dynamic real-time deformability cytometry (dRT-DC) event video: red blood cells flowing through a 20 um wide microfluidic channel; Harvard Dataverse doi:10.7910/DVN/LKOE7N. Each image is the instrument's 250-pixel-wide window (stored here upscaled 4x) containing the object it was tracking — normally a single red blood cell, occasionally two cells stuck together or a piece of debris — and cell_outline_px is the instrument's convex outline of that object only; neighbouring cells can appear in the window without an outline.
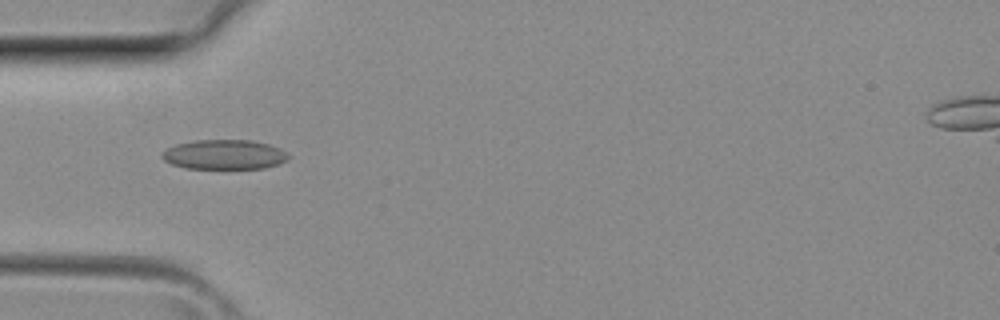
{"species": "common noctule bat (a hibernating species)", "species_latin": "Nyctalus noctula", "temperature_condition": "room temperature", "stored_images_in_passage": 39, "camera_frame_rate_fps": 3000, "um_per_image_px": 0.085, "animal": {"sex": "female", "body_mass_g": 29.2, "forearm_length_mm": 56.3}, "frame": {"image": 1, "passage_image": 12, "time_ms": 3.667, "image_size_px": [1000, 320], "cell_outline_px": [[288, 160], [280, 164], [264, 168], [184, 168], [172, 164], [164, 160], [160, 156], [160, 152], [176, 144], [196, 140], [252, 140], [268, 144], [280, 148], [288, 156]], "centroid_in_image_um": [19.04, 13.13], "position_along_channel_um": 66.0, "area_um2": 21.85}}
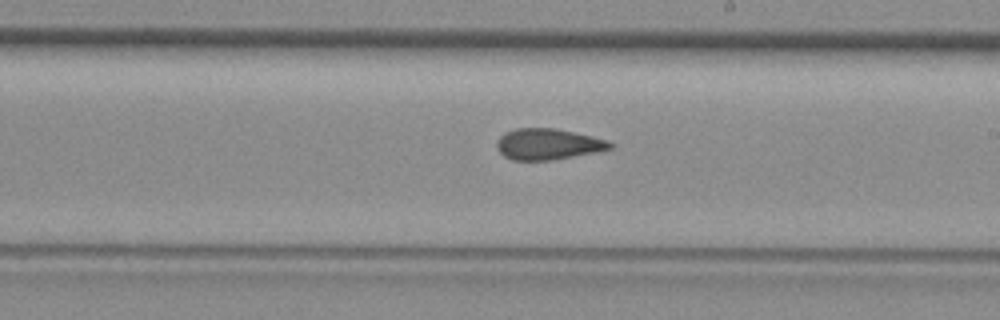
{"frame": {"image": 2, "passage_image": 22, "time_ms": 7.0, "image_size_px": [1000, 320], "cell_outline_px": [[616, 144], [612, 148], [596, 152], [552, 160], [512, 160], [504, 156], [500, 152], [496, 144], [500, 136], [504, 132], [516, 128], [556, 128], [592, 136], [608, 140]], "centroid_in_image_um": [46.6, 12.25], "position_along_channel_um": 242.4, "area_um2": 20.58}}
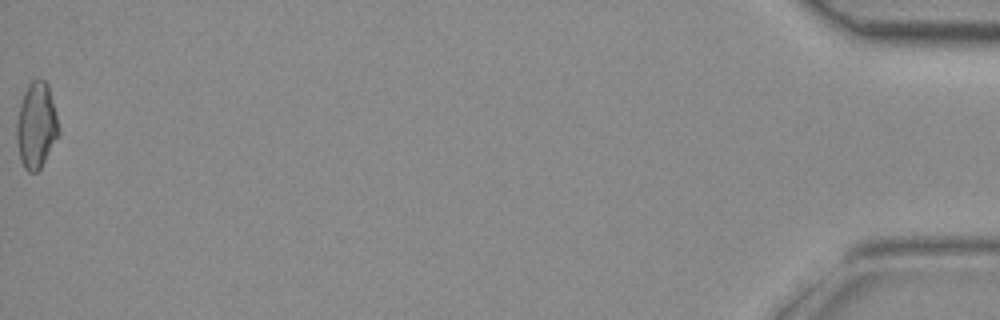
{"frame": {"image": 3, "passage_image": 39, "time_ms": 12.667, "image_size_px": [1000, 320], "cell_outline_px": [[60, 132], [40, 168], [36, 172], [28, 172], [24, 168], [20, 160], [16, 144], [16, 120], [20, 104], [24, 92], [28, 84], [32, 80], [44, 80], [48, 84]], "centroid_in_image_um": [3.05, 10.68], "position_along_channel_um": 432.1, "area_um2": 20.92}}